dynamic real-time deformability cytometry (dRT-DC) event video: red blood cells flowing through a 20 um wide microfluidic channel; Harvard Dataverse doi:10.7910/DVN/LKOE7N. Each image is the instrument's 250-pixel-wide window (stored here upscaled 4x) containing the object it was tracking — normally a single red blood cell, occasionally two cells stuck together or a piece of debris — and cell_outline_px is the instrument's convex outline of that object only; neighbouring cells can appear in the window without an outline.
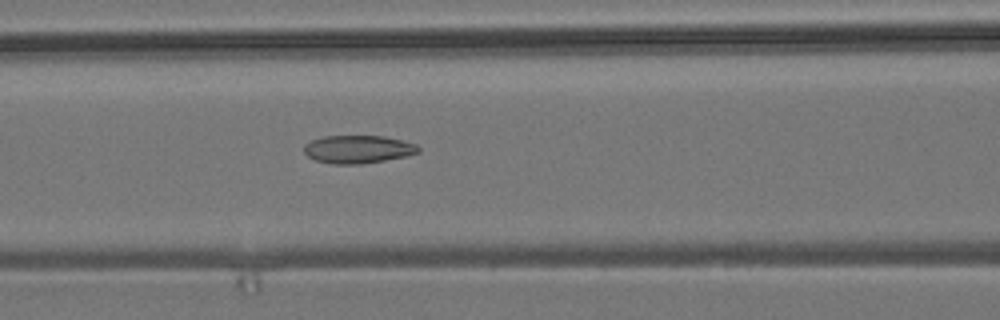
{"species": "common noctule bat (a hibernating species)", "species_latin": "Nyctalus noctula", "temperature_condition": "room temperature", "stored_images_in_passage": 7, "camera_frame_rate_fps": 3000, "um_per_image_px": 0.085, "animal": {"sex": "male", "body_mass_g": 19.2, "forearm_length_mm": 51.8}, "frame": {"image": 1, "passage_image": 7, "time_ms": 8.0, "image_size_px": [1000, 320], "cell_outline_px": [[420, 152], [408, 156], [360, 164], [332, 164], [316, 160], [308, 156], [304, 152], [304, 144], [312, 140], [324, 136], [384, 136], [404, 140], [416, 144], [420, 148]], "centroid_in_image_um": [30.46, 12.68], "position_along_channel_um": 136.1, "area_um2": 18.73}}